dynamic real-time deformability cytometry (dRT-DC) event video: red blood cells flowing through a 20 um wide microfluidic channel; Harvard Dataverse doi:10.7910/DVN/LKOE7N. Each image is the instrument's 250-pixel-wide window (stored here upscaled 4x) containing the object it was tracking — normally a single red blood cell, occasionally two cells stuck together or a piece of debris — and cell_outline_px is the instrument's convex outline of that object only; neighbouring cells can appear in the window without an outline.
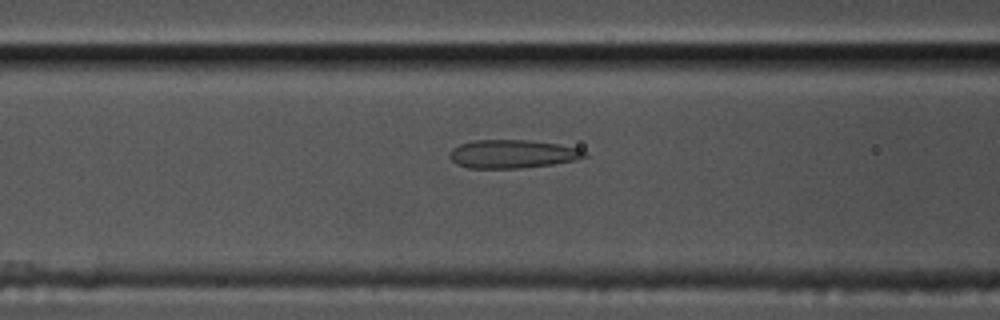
{"species": "common noctule bat (a hibernating species)", "species_latin": "Nyctalus noctula", "temperature_condition": "cold", "stored_images_in_passage": 51, "camera_frame_rate_fps": 3000, "um_per_image_px": 0.085, "animal": {"sex": "male", "body_mass_g": 17.5, "forearm_length_mm": 52.3}, "frame": {"image": 1, "passage_image": 16, "time_ms": 5.0, "image_size_px": [1000, 320], "cell_outline_px": [[588, 156], [576, 160], [552, 164], [520, 168], [468, 168], [456, 164], [448, 156], [452, 148], [460, 144], [472, 140], [528, 140], [556, 144], [576, 148], [588, 152]], "centroid_in_image_um": [43.53, 13.09], "position_along_channel_um": 123.1, "area_um2": 22.31}}
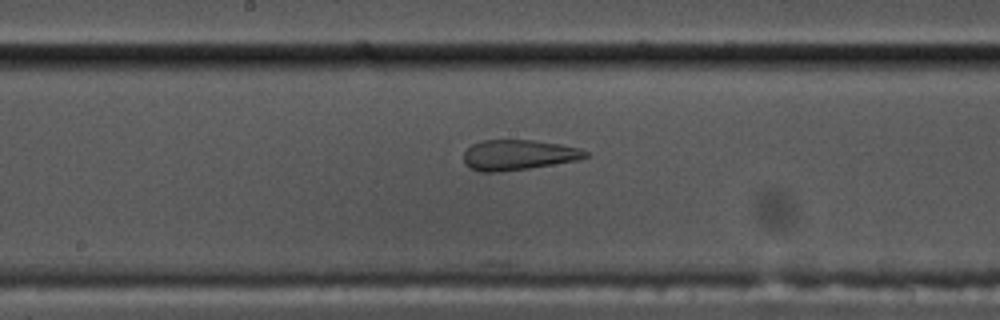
{"frame": {"image": 2, "passage_image": 23, "time_ms": 7.333, "image_size_px": [1000, 320], "cell_outline_px": [[588, 156], [576, 160], [528, 168], [500, 172], [480, 172], [468, 168], [464, 164], [464, 152], [472, 144], [484, 140], [532, 140], [560, 144], [580, 148], [588, 152]], "centroid_in_image_um": [44.01, 13.17], "position_along_channel_um": 204.2, "area_um2": 21.44}}
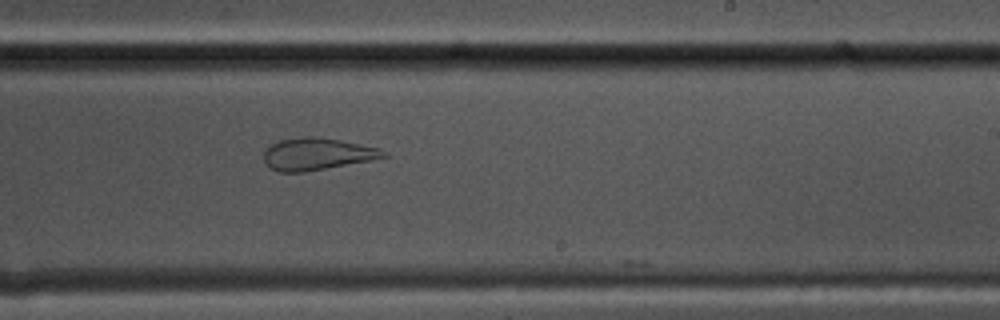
{"frame": {"image": 3, "passage_image": 28, "time_ms": 9.0, "image_size_px": [1000, 320], "cell_outline_px": [[388, 156], [372, 160], [304, 172], [280, 172], [272, 168], [264, 160], [264, 148], [280, 140], [308, 136], [316, 136], [340, 140], [380, 148]], "centroid_in_image_um": [26.94, 13.08], "position_along_channel_um": 262.1, "area_um2": 22.2}}